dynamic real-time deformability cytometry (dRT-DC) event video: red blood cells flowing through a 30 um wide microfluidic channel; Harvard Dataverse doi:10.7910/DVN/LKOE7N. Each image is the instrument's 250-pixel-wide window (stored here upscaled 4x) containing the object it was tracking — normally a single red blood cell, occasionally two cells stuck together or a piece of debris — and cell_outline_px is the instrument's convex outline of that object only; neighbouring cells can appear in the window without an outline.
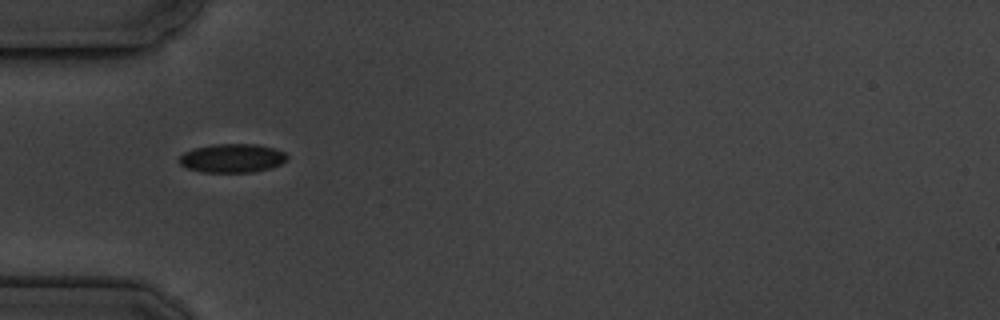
{"species": "common noctule bat (a hibernating species)", "species_latin": "Nyctalus noctula", "temperature_condition": "cold", "stored_images_in_passage": 4, "camera_frame_rate_fps": 3000, "um_per_image_px": 0.085, "animal": {"sex": "male", "body_mass_g": 19.5, "forearm_length_mm": 54.6}, "frame": {"image": 1, "passage_image": 1, "time_ms": 0.0, "image_size_px": [1000, 320], "cell_outline_px": [[288, 160], [280, 164], [268, 168], [252, 172], [200, 172], [188, 168], [180, 164], [176, 160], [184, 152], [192, 148], [212, 144], [256, 144], [276, 148], [284, 152], [288, 156]], "centroid_in_image_um": [19.71, 13.43], "position_along_channel_um": 65.3, "area_um2": 18.26}}
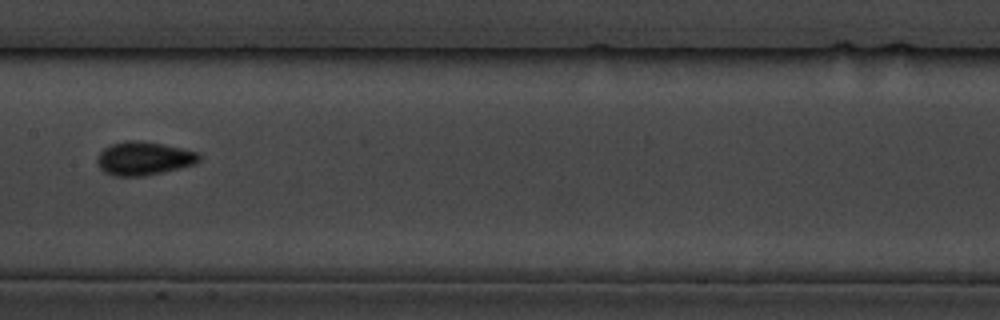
{"frame": {"image": 2, "passage_image": 4, "time_ms": 3.667, "image_size_px": [1000, 320], "cell_outline_px": [[200, 160], [192, 164], [144, 176], [116, 176], [104, 172], [100, 168], [96, 160], [96, 156], [104, 148], [112, 144], [124, 140], [136, 140], [160, 144], [200, 152]], "centroid_in_image_um": [12.17, 13.46], "position_along_channel_um": 195.2, "area_um2": 19.59}}